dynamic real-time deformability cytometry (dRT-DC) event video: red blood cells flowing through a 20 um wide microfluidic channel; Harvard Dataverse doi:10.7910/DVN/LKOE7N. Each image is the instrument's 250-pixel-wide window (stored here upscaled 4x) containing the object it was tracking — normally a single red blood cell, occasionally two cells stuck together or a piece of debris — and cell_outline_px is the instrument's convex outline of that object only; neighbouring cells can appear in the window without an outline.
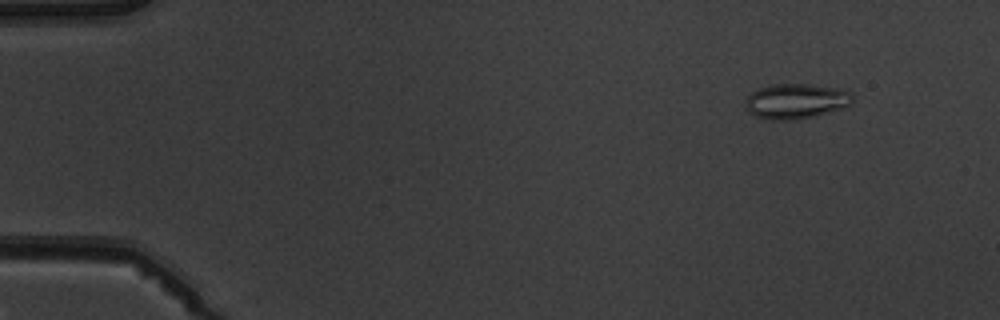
{"species": "common noctule bat (a hibernating species)", "species_latin": "Nyctalus noctula", "temperature_condition": "warm", "stored_images_in_passage": 5, "camera_frame_rate_fps": 3000, "um_per_image_px": 0.085, "animal": {"sex": "male", "body_mass_g": 19.5, "forearm_length_mm": 54.6}, "frame": {"image": 1, "passage_image": 2, "time_ms": 1.333, "image_size_px": [1000, 320], "cell_outline_px": [[852, 100], [844, 108], [812, 116], [788, 120], [772, 120], [756, 116], [748, 112], [744, 100], [752, 92], [760, 88], [772, 84], [808, 84], [836, 88], [852, 92]], "centroid_in_image_um": [67.63, 8.59], "position_along_channel_um": 17.4, "area_um2": 21.68}}